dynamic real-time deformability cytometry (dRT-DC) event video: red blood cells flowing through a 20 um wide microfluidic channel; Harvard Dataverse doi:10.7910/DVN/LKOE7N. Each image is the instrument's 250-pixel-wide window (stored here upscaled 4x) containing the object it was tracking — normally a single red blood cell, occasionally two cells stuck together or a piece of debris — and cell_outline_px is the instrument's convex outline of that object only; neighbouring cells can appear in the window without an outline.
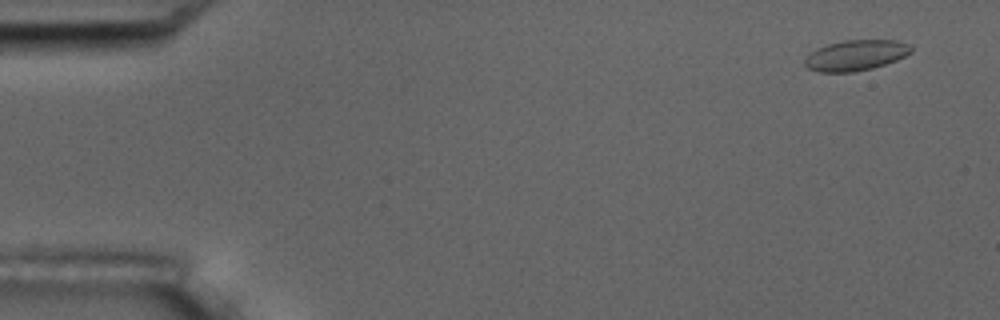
{"species": "common noctule bat (a hibernating species)", "species_latin": "Nyctalus noctula", "temperature_condition": "room temperature", "stored_images_in_passage": 6, "segment_of_instrument_passage": [2, 2], "camera_frame_rate_fps": 3000, "um_per_image_px": 0.085, "animal": {"sex": "male", "body_mass_g": 17.5, "forearm_length_mm": 52.3}, "frame": {"image": 1, "passage_image": 6, "time_ms": 5.667, "image_size_px": [1000, 320], "cell_outline_px": [[912, 52], [896, 60], [872, 68], [852, 72], [820, 72], [808, 68], [804, 64], [804, 60], [812, 52], [828, 44], [844, 40], [896, 40], [912, 44]], "centroid_in_image_um": [72.78, 4.69], "position_along_channel_um": 12.2, "area_um2": 18.79}}